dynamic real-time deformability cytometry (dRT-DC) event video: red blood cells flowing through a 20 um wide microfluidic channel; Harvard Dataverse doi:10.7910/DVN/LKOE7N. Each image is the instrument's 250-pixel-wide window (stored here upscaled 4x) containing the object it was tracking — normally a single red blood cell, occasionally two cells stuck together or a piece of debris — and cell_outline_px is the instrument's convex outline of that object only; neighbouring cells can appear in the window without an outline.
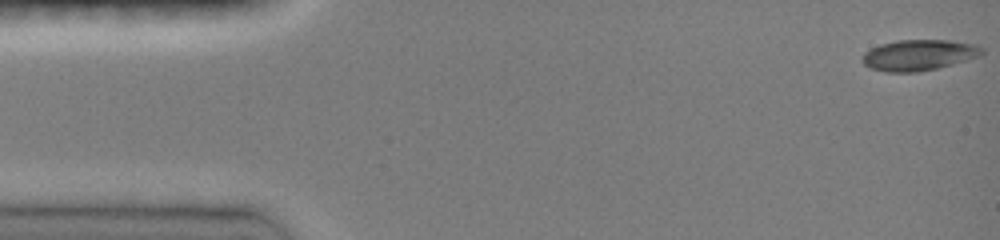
{"species": "common noctule bat (a hibernating species)", "species_latin": "Nyctalus noctula", "temperature_condition": "room temperature", "stored_images_in_passage": 47, "camera_frame_rate_fps": 3000, "um_per_image_px": 0.085, "animal": {"sex": "female", "body_mass_g": 19.0, "forearm_length_mm": 51.5}, "frame": {"image": 1, "passage_image": 1, "time_ms": 0.0, "image_size_px": [1000, 240], "cell_outline_px": [[984, 52], [980, 56], [952, 64], [936, 68], [916, 72], [884, 72], [868, 68], [860, 60], [864, 52], [880, 44], [896, 40], [948, 40], [976, 44], [984, 48]], "centroid_in_image_um": [78.07, 4.68], "position_along_channel_um": 6.9, "area_um2": 21.68}}
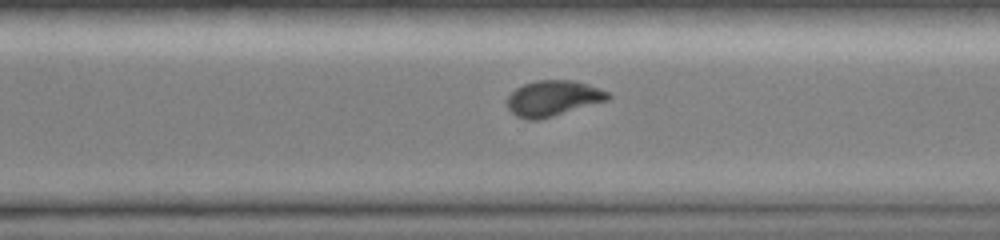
{"frame": {"image": 2, "passage_image": 33, "time_ms": 10.667, "image_size_px": [1000, 240], "cell_outline_px": [[612, 96], [608, 100], [540, 120], [528, 120], [516, 116], [508, 108], [508, 96], [516, 88], [524, 84], [536, 80], [572, 80], [588, 84], [600, 88], [608, 92]], "centroid_in_image_um": [47.02, 8.35], "position_along_channel_um": 323.6, "area_um2": 20.92}}
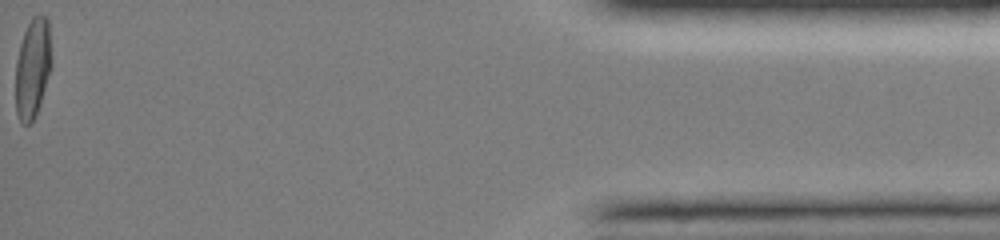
{"frame": {"image": 3, "passage_image": 47, "time_ms": 15.333, "image_size_px": [1000, 240], "cell_outline_px": [[52, 64], [40, 104], [36, 116], [28, 124], [24, 124], [20, 120], [16, 112], [16, 60], [20, 44], [24, 32], [32, 16], [40, 12], [48, 20], [52, 60]], "centroid_in_image_um": [2.79, 5.75], "position_along_channel_um": 432.4, "area_um2": 20.98}, "authors_computed_cell_mechanics": {"area_um2": 21.2704, "velocity_mm_per_s": 4.1105, "shape_relaxation_time_tau1_ms": 5.2989, "shape_relaxation_time_tau2_ms": 1.1858, "deformation_change_tau1": 0.1822, "deformation_change_tau2": 0.0278}}